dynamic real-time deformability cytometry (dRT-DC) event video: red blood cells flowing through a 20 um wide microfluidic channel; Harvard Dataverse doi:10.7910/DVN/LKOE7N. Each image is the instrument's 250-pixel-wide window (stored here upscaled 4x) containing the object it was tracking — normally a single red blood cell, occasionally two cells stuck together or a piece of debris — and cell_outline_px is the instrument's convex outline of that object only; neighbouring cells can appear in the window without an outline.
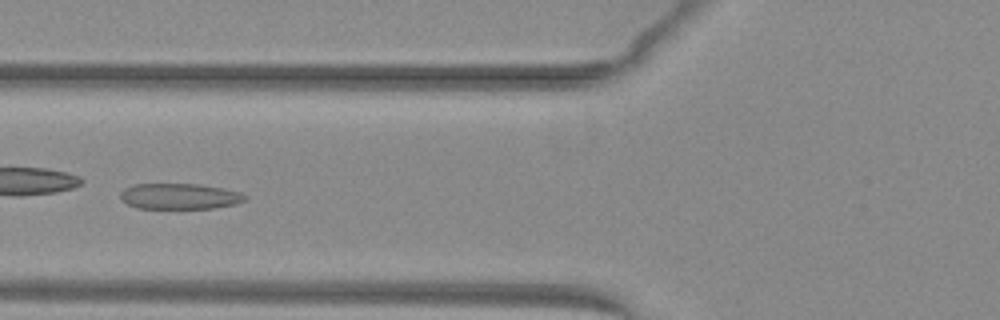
{"species": "common noctule bat (a hibernating species)", "species_latin": "Nyctalus noctula", "temperature_condition": "warm", "stored_images_in_passage": 37, "camera_frame_rate_fps": 3000, "um_per_image_px": 0.085, "animal": {"sex": "female", "body_mass_g": 29.2, "forearm_length_mm": 56.3}, "frame": {"image": 1, "passage_image": 7, "time_ms": 2.0, "image_size_px": [1000, 320], "cell_outline_px": [[248, 196], [244, 200], [236, 204], [212, 208], [136, 208], [128, 204], [120, 196], [120, 192], [124, 188], [132, 184], [200, 184], [240, 192]], "centroid_in_image_um": [15.25, 16.68], "position_along_channel_um": 110.5, "area_um2": 18.61}}
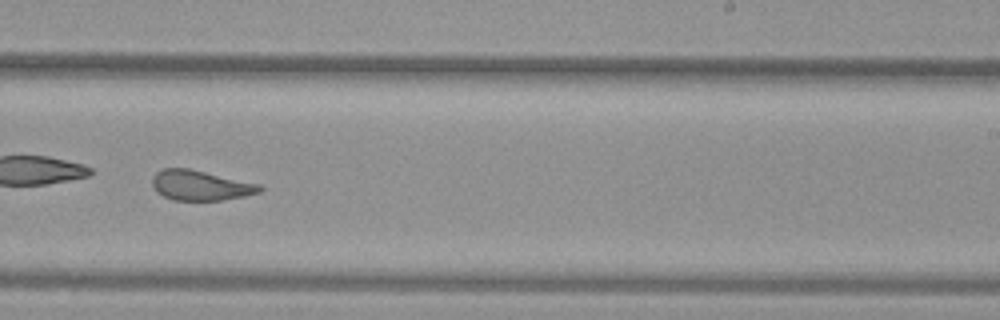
{"frame": {"image": 2, "passage_image": 19, "time_ms": 6.0, "image_size_px": [1000, 320], "cell_outline_px": [[264, 188], [260, 192], [244, 196], [224, 200], [172, 200], [156, 192], [152, 184], [152, 176], [156, 172], [164, 168], [188, 168], [260, 184]], "centroid_in_image_um": [17.03, 15.76], "position_along_channel_um": 272.0, "area_um2": 18.84}}
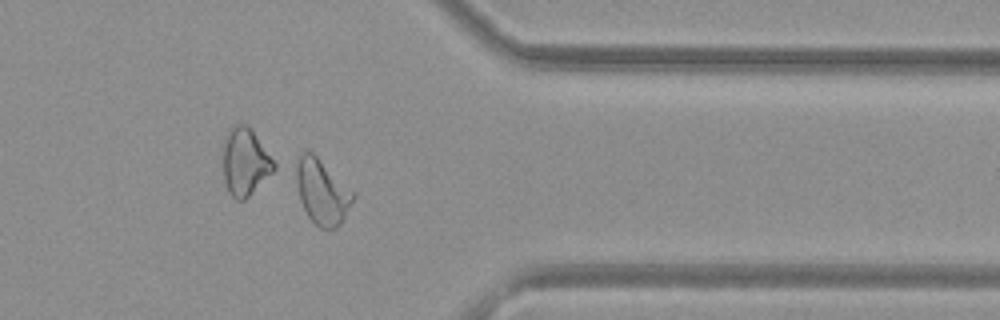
{"frame": {"image": 3, "passage_image": 28, "time_ms": 9.0, "image_size_px": [1000, 320], "cell_outline_px": [[356, 196], [340, 224], [336, 228], [320, 228], [308, 216], [300, 200], [288, 168], [288, 164], [300, 152], [312, 152], [356, 192]], "centroid_in_image_um": [27.26, 16.18], "position_along_channel_um": 384.1, "area_um2": 22.83}, "authors_computed_cell_mechanics": {"area_um2": 19.941, "velocity_mm_per_s": 4.0401, "shape_relaxation_time_tau1_ms": null, "shape_relaxation_time_tau2_ms": 1.2545, "deformation_change_tau1": null, "deformation_change_tau2": 0.0791}}